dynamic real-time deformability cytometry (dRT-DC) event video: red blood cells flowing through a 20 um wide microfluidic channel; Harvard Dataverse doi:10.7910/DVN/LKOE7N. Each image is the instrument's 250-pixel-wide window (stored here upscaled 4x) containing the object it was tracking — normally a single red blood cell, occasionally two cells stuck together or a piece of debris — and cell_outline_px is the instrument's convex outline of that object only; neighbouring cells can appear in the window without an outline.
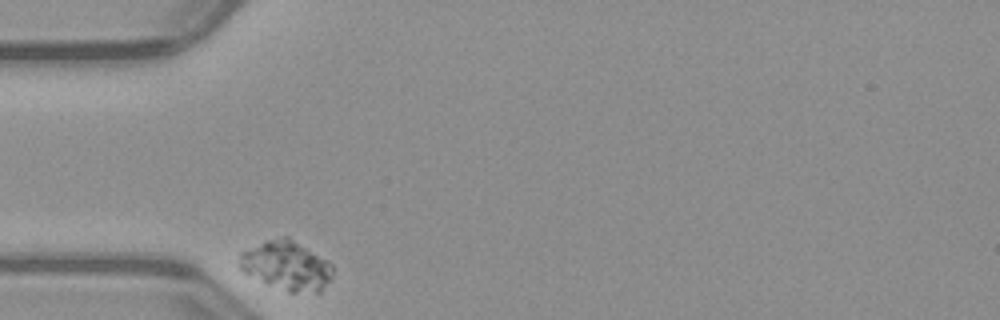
{"species": "common noctule bat (a hibernating species)", "species_latin": "Nyctalus noctula", "temperature_condition": "warm", "stored_images_in_passage": 32, "camera_frame_rate_fps": 3000, "um_per_image_px": 0.085, "animal": {"sex": "male", "body_mass_g": 23.1, "forearm_length_mm": 52.7}, "frame": {"image": 1, "passage_image": 1, "time_ms": 0.0, "image_size_px": [1000, 320], "cell_outline_px": [[332, 272], [328, 280], [320, 292], [288, 292], [244, 272], [240, 268], [240, 252], [268, 240], [284, 236], [288, 236], [328, 260], [332, 264]], "centroid_in_image_um": [24.38, 22.56], "position_along_channel_um": 60.6, "area_um2": 26.13}}
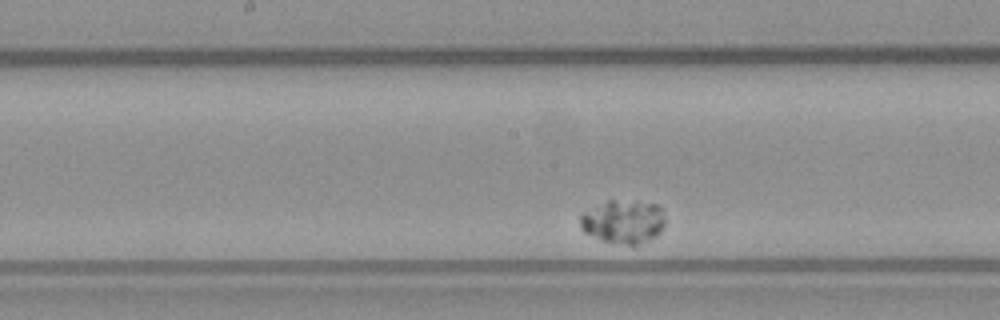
{"frame": {"image": 2, "passage_image": 15, "time_ms": 4.667, "image_size_px": [1000, 320], "cell_outline_px": [[664, 224], [660, 232], [656, 236], [636, 248], [600, 240], [584, 232], [580, 228], [580, 212], [608, 200], [612, 200], [656, 204], [664, 208]], "centroid_in_image_um": [52.97, 18.88], "position_along_channel_um": 195.2, "area_um2": 22.14}}
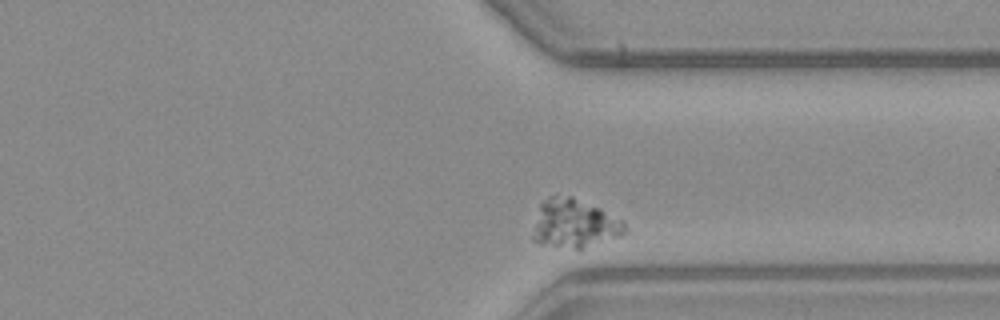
{"frame": {"image": 3, "passage_image": 30, "time_ms": 9.667, "image_size_px": [1000, 320], "cell_outline_px": [[628, 232], [580, 248], [576, 248], [540, 244], [532, 240], [532, 236], [540, 204], [548, 196], [572, 196], [600, 208], [624, 220], [628, 228]], "centroid_in_image_um": [48.83, 18.98], "position_along_channel_um": 362.6, "area_um2": 25.66}}